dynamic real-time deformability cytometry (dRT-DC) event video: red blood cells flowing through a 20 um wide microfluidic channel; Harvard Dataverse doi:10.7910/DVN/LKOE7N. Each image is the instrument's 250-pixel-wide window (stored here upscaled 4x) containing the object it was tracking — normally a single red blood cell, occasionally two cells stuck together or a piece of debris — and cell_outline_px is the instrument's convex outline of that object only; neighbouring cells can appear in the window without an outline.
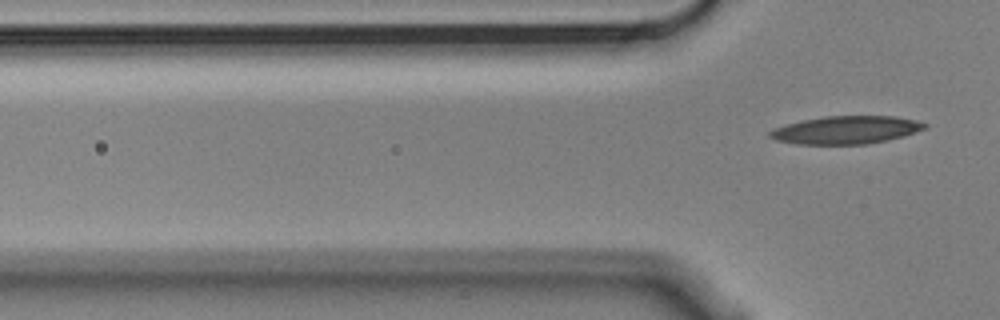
{"species": "Egyptian fruit bat (a non-hibernating species)", "species_latin": "Rousettus aegyptiacus", "temperature_condition": "cold", "stored_images_in_passage": 7, "segment_of_instrument_passage": [2, 2], "camera_frame_rate_fps": 3000, "um_per_image_px": 0.085, "animal": {"sex": "male"}, "frame": {"image": 1, "passage_image": 7, "time_ms": 2.0, "image_size_px": [1000, 320], "cell_outline_px": [[928, 128], [904, 136], [888, 140], [868, 144], [796, 144], [776, 140], [768, 136], [768, 132], [776, 128], [788, 124], [804, 120], [824, 116], [896, 116], [916, 120], [928, 124]], "centroid_in_image_um": [71.97, 11.05], "position_along_channel_um": 53.8, "area_um2": 25.2}}